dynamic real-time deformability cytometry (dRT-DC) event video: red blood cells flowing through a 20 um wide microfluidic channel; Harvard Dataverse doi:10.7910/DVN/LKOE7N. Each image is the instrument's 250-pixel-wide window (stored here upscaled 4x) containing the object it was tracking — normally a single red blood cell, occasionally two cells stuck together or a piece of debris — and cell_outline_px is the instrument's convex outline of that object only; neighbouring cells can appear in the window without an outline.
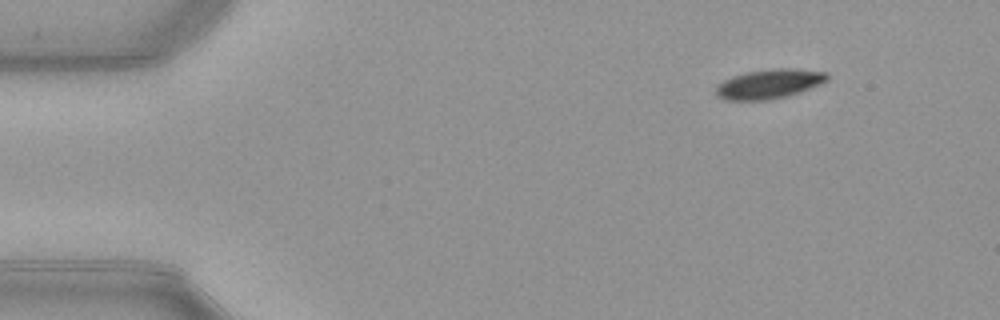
{"species": "common noctule bat (a hibernating species)", "species_latin": "Nyctalus noctula", "temperature_condition": "warm", "stored_images_in_passage": 47, "camera_frame_rate_fps": 3000, "um_per_image_px": 0.085, "animal": {"sex": "female", "body_mass_g": 21.9}, "frame": {"image": 1, "passage_image": 1, "time_ms": 0.0, "image_size_px": [1000, 320], "cell_outline_px": [[828, 80], [820, 84], [800, 92], [784, 96], [764, 100], [724, 100], [716, 96], [716, 84], [732, 76], [748, 72], [776, 68], [792, 68], [828, 72]], "centroid_in_image_um": [65.36, 7.13], "position_along_channel_um": 19.6, "area_um2": 19.02}}
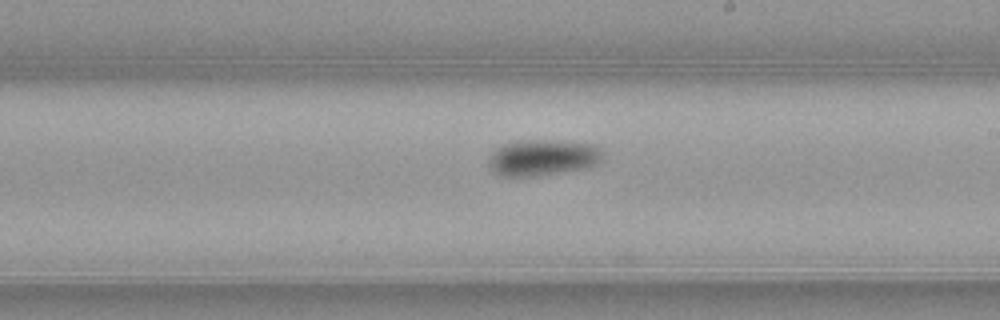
{"frame": {"image": 2, "passage_image": 25, "time_ms": 8.0, "image_size_px": [1000, 320], "cell_outline_px": [[604, 152], [600, 160], [596, 164], [584, 168], [536, 176], [504, 176], [492, 172], [488, 164], [488, 160], [492, 152], [496, 148], [504, 144], [524, 140], [552, 140], [592, 144], [600, 148]], "centroid_in_image_um": [46.1, 13.39], "position_along_channel_um": 242.9, "area_um2": 23.93}}
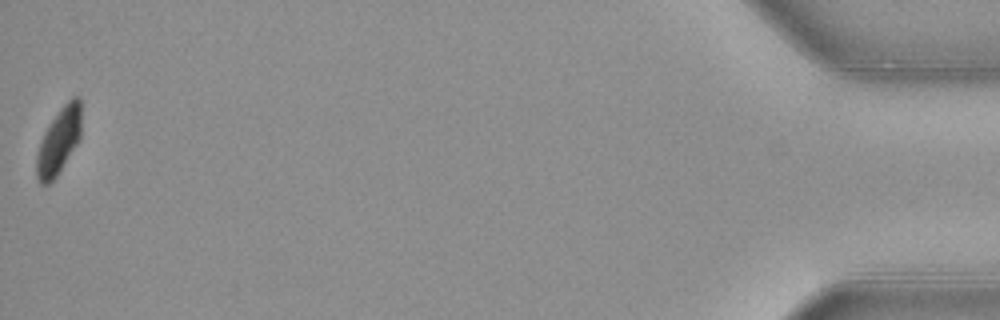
{"frame": {"image": 3, "passage_image": 47, "time_ms": 15.333, "image_size_px": [1000, 320], "cell_outline_px": [[80, 136], [76, 144], [56, 176], [48, 184], [40, 184], [36, 176], [36, 156], [44, 132], [48, 124], [60, 108], [72, 96], [80, 96]], "centroid_in_image_um": [4.98, 11.96], "position_along_channel_um": 430.2, "area_um2": 16.94}, "authors_computed_cell_mechanics": {"area_um2": 21.2126, "velocity_mm_per_s": 3.9472, "shape_relaxation_time_tau1_ms": 3.4975, "shape_relaxation_time_tau2_ms": null, "deformation_change_tau1": 0.1157, "deformation_change_tau2": null}}